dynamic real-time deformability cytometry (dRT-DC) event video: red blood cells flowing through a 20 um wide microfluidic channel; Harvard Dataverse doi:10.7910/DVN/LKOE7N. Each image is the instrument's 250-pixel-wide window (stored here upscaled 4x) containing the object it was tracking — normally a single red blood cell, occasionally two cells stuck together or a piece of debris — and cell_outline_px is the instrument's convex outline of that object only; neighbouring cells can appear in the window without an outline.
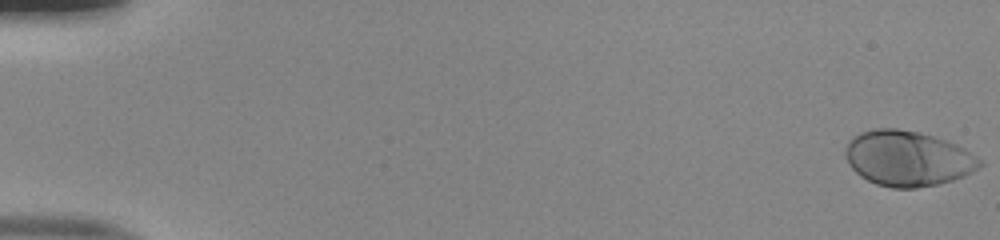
{"species": "human", "species_latin": "Homo sapiens", "temperature_condition": "room temperature", "stored_images_in_passage": 52, "camera_frame_rate_fps": 3000, "um_per_image_px": 0.085, "donor": {"sex": "male"}, "frame": {"image": 1, "passage_image": 1, "time_ms": 0.0, "image_size_px": [1000, 240], "cell_outline_px": [[984, 164], [972, 172], [964, 176], [952, 180], [936, 184], [916, 188], [892, 188], [876, 184], [860, 176], [848, 164], [844, 156], [844, 148], [848, 140], [852, 136], [860, 132], [872, 128], [896, 128], [920, 132], [956, 144], [964, 148], [984, 160]], "centroid_in_image_um": [77.13, 13.45], "position_along_channel_um": 7.9, "area_um2": 43.75}}
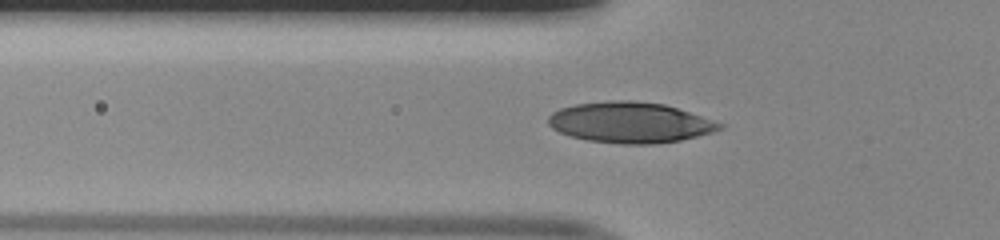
{"frame": {"image": 2, "passage_image": 19, "time_ms": 6.0, "image_size_px": [1000, 240], "cell_outline_px": [[724, 128], [712, 132], [680, 140], [656, 144], [620, 144], [588, 140], [572, 136], [560, 132], [552, 128], [548, 124], [548, 116], [552, 112], [560, 108], [576, 104], [608, 100], [632, 100], [664, 104], [724, 124]], "centroid_in_image_um": [53.53, 10.41], "position_along_channel_um": 72.3, "area_um2": 40.52}}
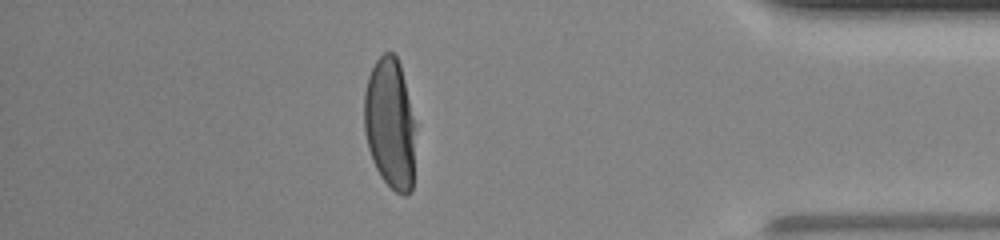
{"frame": {"image": 3, "passage_image": 46, "time_ms": 15.0, "image_size_px": [1000, 240], "cell_outline_px": [[412, 192], [408, 196], [404, 196], [396, 192], [380, 176], [372, 160], [368, 148], [364, 132], [364, 92], [368, 76], [376, 60], [384, 52], [392, 52], [396, 56], [400, 64], [404, 80], [412, 120]], "centroid_in_image_um": [33.09, 10.5], "position_along_channel_um": 402.1, "area_um2": 38.21}, "authors_computed_cell_mechanics": {"area_um2": 40.9513, "velocity_mm_per_s": 4.0029, "shape_relaxation_time_tau1_ms": 3.235, "shape_relaxation_time_tau2_ms": null, "deformation_change_tau1": 0.2083, "deformation_change_tau2": null}}